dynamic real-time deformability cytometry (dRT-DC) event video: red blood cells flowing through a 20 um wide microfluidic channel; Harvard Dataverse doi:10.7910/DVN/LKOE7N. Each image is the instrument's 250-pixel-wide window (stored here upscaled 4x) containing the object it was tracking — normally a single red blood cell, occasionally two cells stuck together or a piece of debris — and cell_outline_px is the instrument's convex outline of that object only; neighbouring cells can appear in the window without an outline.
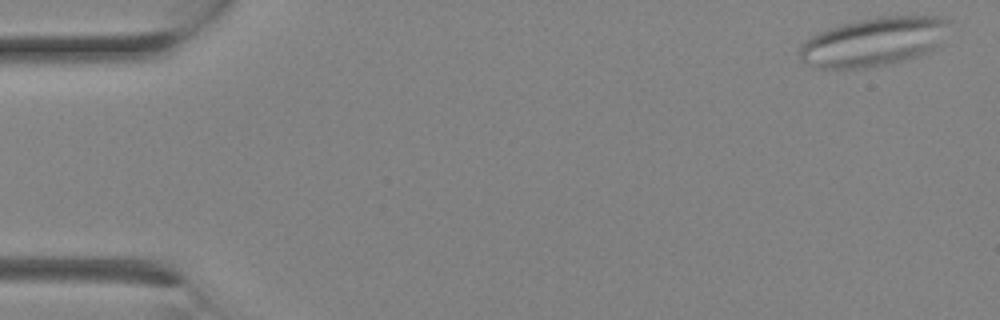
{"species": "Egyptian fruit bat (a non-hibernating species)", "species_latin": "Rousettus aegyptiacus", "temperature_condition": "room temperature", "stored_images_in_passage": 5, "camera_frame_rate_fps": 3000, "um_per_image_px": 0.085, "animal": {"sex": "female"}, "frame": {"image": 1, "passage_image": 1, "time_ms": 0.0, "image_size_px": [1000, 320], "cell_outline_px": [[948, 20], [940, 44], [920, 56], [868, 68], [812, 68], [800, 60], [800, 48], [804, 40], [820, 32], [844, 24], [860, 20], [884, 16], [948, 16]], "centroid_in_image_um": [74.24, 3.56], "position_along_channel_um": 10.8, "area_um2": 42.08}}